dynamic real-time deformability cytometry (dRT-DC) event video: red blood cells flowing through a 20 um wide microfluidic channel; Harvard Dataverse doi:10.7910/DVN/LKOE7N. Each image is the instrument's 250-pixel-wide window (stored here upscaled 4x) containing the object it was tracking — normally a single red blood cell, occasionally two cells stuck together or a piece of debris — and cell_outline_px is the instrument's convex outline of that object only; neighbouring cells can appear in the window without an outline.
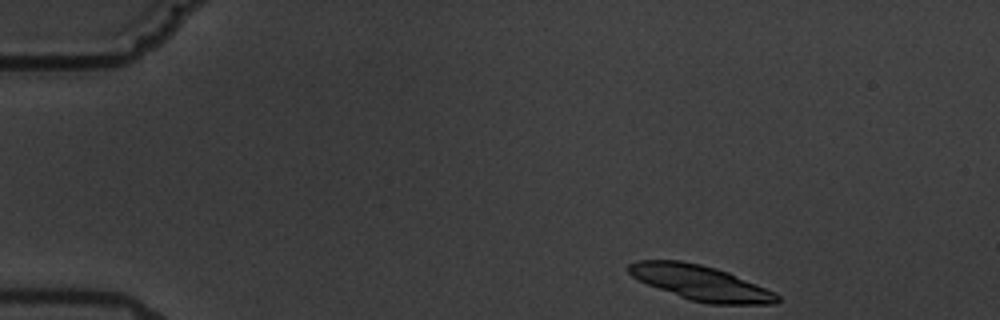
{"species": "common noctule bat (a hibernating species)", "species_latin": "Nyctalus noctula", "temperature_condition": "warm", "stored_images_in_passage": 8, "segment_of_instrument_passage": [1, 2], "camera_frame_rate_fps": 3000, "um_per_image_px": 0.085, "animal": {"sex": "male", "body_mass_g": 19.5, "forearm_length_mm": 54.6}, "frame": {"image": 1, "passage_image": 1, "time_ms": 0.0, "image_size_px": [1000, 320], "cell_outline_px": [[780, 300], [776, 304], [708, 304], [692, 300], [680, 296], [648, 284], [632, 276], [628, 272], [628, 264], [636, 260], [680, 260], [700, 264], [716, 268], [728, 272], [776, 292], [780, 296]], "centroid_in_image_um": [59.59, 24.03], "position_along_channel_um": 25.4, "area_um2": 30.06}}